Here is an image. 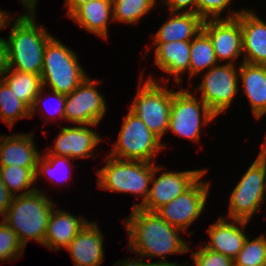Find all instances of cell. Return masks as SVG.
<instances>
[{"mask_svg": "<svg viewBox=\"0 0 266 266\" xmlns=\"http://www.w3.org/2000/svg\"><path fill=\"white\" fill-rule=\"evenodd\" d=\"M132 213L124 219L128 232V249L137 255L139 261L147 257H161L159 262H167L166 255L190 251L187 242L179 235L180 229L168 224L156 212L132 208Z\"/></svg>", "mask_w": 266, "mask_h": 266, "instance_id": "cell-1", "label": "cell"}, {"mask_svg": "<svg viewBox=\"0 0 266 266\" xmlns=\"http://www.w3.org/2000/svg\"><path fill=\"white\" fill-rule=\"evenodd\" d=\"M36 12H26L12 18V25L5 39L9 69L41 74L43 55L48 40L53 36L43 25H37Z\"/></svg>", "mask_w": 266, "mask_h": 266, "instance_id": "cell-2", "label": "cell"}, {"mask_svg": "<svg viewBox=\"0 0 266 266\" xmlns=\"http://www.w3.org/2000/svg\"><path fill=\"white\" fill-rule=\"evenodd\" d=\"M54 207V202L38 188L32 193L14 196L2 220L15 231L24 248L30 239L44 245Z\"/></svg>", "mask_w": 266, "mask_h": 266, "instance_id": "cell-3", "label": "cell"}, {"mask_svg": "<svg viewBox=\"0 0 266 266\" xmlns=\"http://www.w3.org/2000/svg\"><path fill=\"white\" fill-rule=\"evenodd\" d=\"M106 164L97 170V182L100 189L119 193H131L142 202L132 208H139L145 203L150 191L151 179L154 173L155 161H133L118 159L107 155Z\"/></svg>", "mask_w": 266, "mask_h": 266, "instance_id": "cell-4", "label": "cell"}, {"mask_svg": "<svg viewBox=\"0 0 266 266\" xmlns=\"http://www.w3.org/2000/svg\"><path fill=\"white\" fill-rule=\"evenodd\" d=\"M42 88L68 95L88 76L79 63L78 56L56 37H51L45 47L41 71Z\"/></svg>", "mask_w": 266, "mask_h": 266, "instance_id": "cell-5", "label": "cell"}, {"mask_svg": "<svg viewBox=\"0 0 266 266\" xmlns=\"http://www.w3.org/2000/svg\"><path fill=\"white\" fill-rule=\"evenodd\" d=\"M142 76L143 72L140 74L137 94L129 110L162 140L169 126L174 91L161 86L151 75L147 81H143Z\"/></svg>", "mask_w": 266, "mask_h": 266, "instance_id": "cell-6", "label": "cell"}, {"mask_svg": "<svg viewBox=\"0 0 266 266\" xmlns=\"http://www.w3.org/2000/svg\"><path fill=\"white\" fill-rule=\"evenodd\" d=\"M165 143L151 132L143 121L129 110L124 117L116 144L108 155L123 160L153 163Z\"/></svg>", "mask_w": 266, "mask_h": 266, "instance_id": "cell-7", "label": "cell"}, {"mask_svg": "<svg viewBox=\"0 0 266 266\" xmlns=\"http://www.w3.org/2000/svg\"><path fill=\"white\" fill-rule=\"evenodd\" d=\"M180 89L174 90L167 131L192 142H199L202 125H207L217 116L200 98L190 92L191 89Z\"/></svg>", "mask_w": 266, "mask_h": 266, "instance_id": "cell-8", "label": "cell"}, {"mask_svg": "<svg viewBox=\"0 0 266 266\" xmlns=\"http://www.w3.org/2000/svg\"><path fill=\"white\" fill-rule=\"evenodd\" d=\"M236 66L218 63L206 71L198 86L192 87L196 88V91H201V100L217 117L230 108L237 96L239 67Z\"/></svg>", "mask_w": 266, "mask_h": 266, "instance_id": "cell-9", "label": "cell"}, {"mask_svg": "<svg viewBox=\"0 0 266 266\" xmlns=\"http://www.w3.org/2000/svg\"><path fill=\"white\" fill-rule=\"evenodd\" d=\"M100 81L88 76L71 93L65 95L64 120L78 125H98L104 118L107 105L97 90Z\"/></svg>", "mask_w": 266, "mask_h": 266, "instance_id": "cell-10", "label": "cell"}, {"mask_svg": "<svg viewBox=\"0 0 266 266\" xmlns=\"http://www.w3.org/2000/svg\"><path fill=\"white\" fill-rule=\"evenodd\" d=\"M203 177L202 175L187 191L163 205L156 213L168 224L186 233L204 211L210 194V184L202 181Z\"/></svg>", "mask_w": 266, "mask_h": 266, "instance_id": "cell-11", "label": "cell"}, {"mask_svg": "<svg viewBox=\"0 0 266 266\" xmlns=\"http://www.w3.org/2000/svg\"><path fill=\"white\" fill-rule=\"evenodd\" d=\"M164 167L155 164L154 173L151 179L149 195L141 209L156 212L163 205L169 203L177 196L187 191L202 175L207 174V169L186 170L180 172H162L156 178L158 171Z\"/></svg>", "mask_w": 266, "mask_h": 266, "instance_id": "cell-12", "label": "cell"}, {"mask_svg": "<svg viewBox=\"0 0 266 266\" xmlns=\"http://www.w3.org/2000/svg\"><path fill=\"white\" fill-rule=\"evenodd\" d=\"M242 11L232 10L229 16L220 19H207L202 30L211 39L218 62L236 65L235 62L243 54L242 30L237 16Z\"/></svg>", "mask_w": 266, "mask_h": 266, "instance_id": "cell-13", "label": "cell"}, {"mask_svg": "<svg viewBox=\"0 0 266 266\" xmlns=\"http://www.w3.org/2000/svg\"><path fill=\"white\" fill-rule=\"evenodd\" d=\"M90 126L95 127L97 125L62 127L55 138L54 147L46 148L48 150L45 154L69 157L73 160L96 156L93 149L95 150V147L98 146L101 137Z\"/></svg>", "mask_w": 266, "mask_h": 266, "instance_id": "cell-14", "label": "cell"}, {"mask_svg": "<svg viewBox=\"0 0 266 266\" xmlns=\"http://www.w3.org/2000/svg\"><path fill=\"white\" fill-rule=\"evenodd\" d=\"M248 221L231 219L227 221L222 216L206 231L210 236V242L204 243V247L234 259L244 246L247 238L244 232Z\"/></svg>", "mask_w": 266, "mask_h": 266, "instance_id": "cell-15", "label": "cell"}, {"mask_svg": "<svg viewBox=\"0 0 266 266\" xmlns=\"http://www.w3.org/2000/svg\"><path fill=\"white\" fill-rule=\"evenodd\" d=\"M104 236L96 222H87L65 248L75 266H100L104 261Z\"/></svg>", "mask_w": 266, "mask_h": 266, "instance_id": "cell-16", "label": "cell"}, {"mask_svg": "<svg viewBox=\"0 0 266 266\" xmlns=\"http://www.w3.org/2000/svg\"><path fill=\"white\" fill-rule=\"evenodd\" d=\"M237 18L242 30L241 62L266 65V22L248 9H243Z\"/></svg>", "mask_w": 266, "mask_h": 266, "instance_id": "cell-17", "label": "cell"}, {"mask_svg": "<svg viewBox=\"0 0 266 266\" xmlns=\"http://www.w3.org/2000/svg\"><path fill=\"white\" fill-rule=\"evenodd\" d=\"M32 133L0 135V166L37 167L41 156Z\"/></svg>", "mask_w": 266, "mask_h": 266, "instance_id": "cell-18", "label": "cell"}, {"mask_svg": "<svg viewBox=\"0 0 266 266\" xmlns=\"http://www.w3.org/2000/svg\"><path fill=\"white\" fill-rule=\"evenodd\" d=\"M152 45L156 66L165 74L173 75L175 82L182 86V73H189L191 41L153 42Z\"/></svg>", "mask_w": 266, "mask_h": 266, "instance_id": "cell-19", "label": "cell"}, {"mask_svg": "<svg viewBox=\"0 0 266 266\" xmlns=\"http://www.w3.org/2000/svg\"><path fill=\"white\" fill-rule=\"evenodd\" d=\"M88 221L62 209H54L48 222L44 245L50 250L66 248Z\"/></svg>", "mask_w": 266, "mask_h": 266, "instance_id": "cell-20", "label": "cell"}, {"mask_svg": "<svg viewBox=\"0 0 266 266\" xmlns=\"http://www.w3.org/2000/svg\"><path fill=\"white\" fill-rule=\"evenodd\" d=\"M69 18L89 33L108 39L109 20L114 22L112 0L89 1L79 6Z\"/></svg>", "mask_w": 266, "mask_h": 266, "instance_id": "cell-21", "label": "cell"}, {"mask_svg": "<svg viewBox=\"0 0 266 266\" xmlns=\"http://www.w3.org/2000/svg\"><path fill=\"white\" fill-rule=\"evenodd\" d=\"M239 77L253 115L258 120L266 114V65L242 62Z\"/></svg>", "mask_w": 266, "mask_h": 266, "instance_id": "cell-22", "label": "cell"}, {"mask_svg": "<svg viewBox=\"0 0 266 266\" xmlns=\"http://www.w3.org/2000/svg\"><path fill=\"white\" fill-rule=\"evenodd\" d=\"M153 35V42L191 41L203 27L204 20L194 13H173Z\"/></svg>", "mask_w": 266, "mask_h": 266, "instance_id": "cell-23", "label": "cell"}, {"mask_svg": "<svg viewBox=\"0 0 266 266\" xmlns=\"http://www.w3.org/2000/svg\"><path fill=\"white\" fill-rule=\"evenodd\" d=\"M3 81L9 86L12 92L31 109V118L37 112L38 106L43 102L42 79L34 73L21 72L9 69Z\"/></svg>", "mask_w": 266, "mask_h": 266, "instance_id": "cell-24", "label": "cell"}, {"mask_svg": "<svg viewBox=\"0 0 266 266\" xmlns=\"http://www.w3.org/2000/svg\"><path fill=\"white\" fill-rule=\"evenodd\" d=\"M266 191L232 190L229 198L228 219L251 220L261 203L266 200Z\"/></svg>", "mask_w": 266, "mask_h": 266, "instance_id": "cell-25", "label": "cell"}, {"mask_svg": "<svg viewBox=\"0 0 266 266\" xmlns=\"http://www.w3.org/2000/svg\"><path fill=\"white\" fill-rule=\"evenodd\" d=\"M218 60L209 36L201 30L192 40L190 46L189 76H196L203 70L216 66Z\"/></svg>", "mask_w": 266, "mask_h": 266, "instance_id": "cell-26", "label": "cell"}, {"mask_svg": "<svg viewBox=\"0 0 266 266\" xmlns=\"http://www.w3.org/2000/svg\"><path fill=\"white\" fill-rule=\"evenodd\" d=\"M36 169L37 167H19L16 165L0 166V174L2 181L12 195L16 196V192H19L18 195H26L38 190V187L34 186ZM23 190L24 192L20 194V191Z\"/></svg>", "mask_w": 266, "mask_h": 266, "instance_id": "cell-27", "label": "cell"}, {"mask_svg": "<svg viewBox=\"0 0 266 266\" xmlns=\"http://www.w3.org/2000/svg\"><path fill=\"white\" fill-rule=\"evenodd\" d=\"M21 118H31V109L16 97L4 81H0V119L12 129Z\"/></svg>", "mask_w": 266, "mask_h": 266, "instance_id": "cell-28", "label": "cell"}, {"mask_svg": "<svg viewBox=\"0 0 266 266\" xmlns=\"http://www.w3.org/2000/svg\"><path fill=\"white\" fill-rule=\"evenodd\" d=\"M157 0H112L113 19L126 25L136 24L155 7Z\"/></svg>", "mask_w": 266, "mask_h": 266, "instance_id": "cell-29", "label": "cell"}, {"mask_svg": "<svg viewBox=\"0 0 266 266\" xmlns=\"http://www.w3.org/2000/svg\"><path fill=\"white\" fill-rule=\"evenodd\" d=\"M266 265V236L259 235L253 240L247 237L241 251L234 258V266Z\"/></svg>", "mask_w": 266, "mask_h": 266, "instance_id": "cell-30", "label": "cell"}, {"mask_svg": "<svg viewBox=\"0 0 266 266\" xmlns=\"http://www.w3.org/2000/svg\"><path fill=\"white\" fill-rule=\"evenodd\" d=\"M233 190L266 191V157L261 152Z\"/></svg>", "mask_w": 266, "mask_h": 266, "instance_id": "cell-31", "label": "cell"}, {"mask_svg": "<svg viewBox=\"0 0 266 266\" xmlns=\"http://www.w3.org/2000/svg\"><path fill=\"white\" fill-rule=\"evenodd\" d=\"M24 250L15 231L2 220L0 222V261H14L21 257Z\"/></svg>", "mask_w": 266, "mask_h": 266, "instance_id": "cell-32", "label": "cell"}, {"mask_svg": "<svg viewBox=\"0 0 266 266\" xmlns=\"http://www.w3.org/2000/svg\"><path fill=\"white\" fill-rule=\"evenodd\" d=\"M71 160L72 159L69 157L56 156L53 154H42L38 158V161H37V169L35 172L36 173V182L41 176L40 173L44 174L45 176H48L50 180L52 179V181H54L56 179H57L56 181H59V180L61 181V179L63 181L68 176H66L64 173H62L64 175L61 176L58 173H59V171H63L64 168L66 170L71 165V163H70ZM58 168H60L61 170ZM57 169H58V171H57ZM57 174L60 176V178L58 177ZM56 177H58V178H56Z\"/></svg>", "mask_w": 266, "mask_h": 266, "instance_id": "cell-33", "label": "cell"}, {"mask_svg": "<svg viewBox=\"0 0 266 266\" xmlns=\"http://www.w3.org/2000/svg\"><path fill=\"white\" fill-rule=\"evenodd\" d=\"M195 266H234V259L209 250L204 246L191 255Z\"/></svg>", "mask_w": 266, "mask_h": 266, "instance_id": "cell-34", "label": "cell"}, {"mask_svg": "<svg viewBox=\"0 0 266 266\" xmlns=\"http://www.w3.org/2000/svg\"><path fill=\"white\" fill-rule=\"evenodd\" d=\"M232 0H198L197 15L203 20L220 19V15L230 5Z\"/></svg>", "mask_w": 266, "mask_h": 266, "instance_id": "cell-35", "label": "cell"}, {"mask_svg": "<svg viewBox=\"0 0 266 266\" xmlns=\"http://www.w3.org/2000/svg\"><path fill=\"white\" fill-rule=\"evenodd\" d=\"M161 2L166 4L169 12L197 14L198 0H162Z\"/></svg>", "mask_w": 266, "mask_h": 266, "instance_id": "cell-36", "label": "cell"}, {"mask_svg": "<svg viewBox=\"0 0 266 266\" xmlns=\"http://www.w3.org/2000/svg\"><path fill=\"white\" fill-rule=\"evenodd\" d=\"M14 195L6 188L0 174V216L3 218L12 203Z\"/></svg>", "mask_w": 266, "mask_h": 266, "instance_id": "cell-37", "label": "cell"}, {"mask_svg": "<svg viewBox=\"0 0 266 266\" xmlns=\"http://www.w3.org/2000/svg\"><path fill=\"white\" fill-rule=\"evenodd\" d=\"M9 61L5 38L0 37V81H3L4 76L8 73Z\"/></svg>", "mask_w": 266, "mask_h": 266, "instance_id": "cell-38", "label": "cell"}, {"mask_svg": "<svg viewBox=\"0 0 266 266\" xmlns=\"http://www.w3.org/2000/svg\"><path fill=\"white\" fill-rule=\"evenodd\" d=\"M52 95L55 97V101H57V103H58V106L55 107V109H56L55 113L56 114H54V113L53 114L56 117L58 116V118L59 117L63 118V120H64V110H65V104H66V97L63 94H59L58 92H54V91H52Z\"/></svg>", "mask_w": 266, "mask_h": 266, "instance_id": "cell-39", "label": "cell"}, {"mask_svg": "<svg viewBox=\"0 0 266 266\" xmlns=\"http://www.w3.org/2000/svg\"><path fill=\"white\" fill-rule=\"evenodd\" d=\"M65 5L67 7V16L69 17L79 6L88 3L92 0H65Z\"/></svg>", "mask_w": 266, "mask_h": 266, "instance_id": "cell-40", "label": "cell"}, {"mask_svg": "<svg viewBox=\"0 0 266 266\" xmlns=\"http://www.w3.org/2000/svg\"><path fill=\"white\" fill-rule=\"evenodd\" d=\"M12 17L13 16H10L9 12L0 10V31L5 27L7 28V25L10 24Z\"/></svg>", "mask_w": 266, "mask_h": 266, "instance_id": "cell-41", "label": "cell"}, {"mask_svg": "<svg viewBox=\"0 0 266 266\" xmlns=\"http://www.w3.org/2000/svg\"><path fill=\"white\" fill-rule=\"evenodd\" d=\"M23 7H26L27 12H36L37 0H19Z\"/></svg>", "mask_w": 266, "mask_h": 266, "instance_id": "cell-42", "label": "cell"}, {"mask_svg": "<svg viewBox=\"0 0 266 266\" xmlns=\"http://www.w3.org/2000/svg\"><path fill=\"white\" fill-rule=\"evenodd\" d=\"M113 266H135V260L133 259H123L122 261L115 262Z\"/></svg>", "mask_w": 266, "mask_h": 266, "instance_id": "cell-43", "label": "cell"}, {"mask_svg": "<svg viewBox=\"0 0 266 266\" xmlns=\"http://www.w3.org/2000/svg\"><path fill=\"white\" fill-rule=\"evenodd\" d=\"M135 266H148V262L147 261H139L137 259H135Z\"/></svg>", "mask_w": 266, "mask_h": 266, "instance_id": "cell-44", "label": "cell"}, {"mask_svg": "<svg viewBox=\"0 0 266 266\" xmlns=\"http://www.w3.org/2000/svg\"><path fill=\"white\" fill-rule=\"evenodd\" d=\"M260 152L266 157V138H265L264 143L262 144V148Z\"/></svg>", "mask_w": 266, "mask_h": 266, "instance_id": "cell-45", "label": "cell"}]
</instances>
